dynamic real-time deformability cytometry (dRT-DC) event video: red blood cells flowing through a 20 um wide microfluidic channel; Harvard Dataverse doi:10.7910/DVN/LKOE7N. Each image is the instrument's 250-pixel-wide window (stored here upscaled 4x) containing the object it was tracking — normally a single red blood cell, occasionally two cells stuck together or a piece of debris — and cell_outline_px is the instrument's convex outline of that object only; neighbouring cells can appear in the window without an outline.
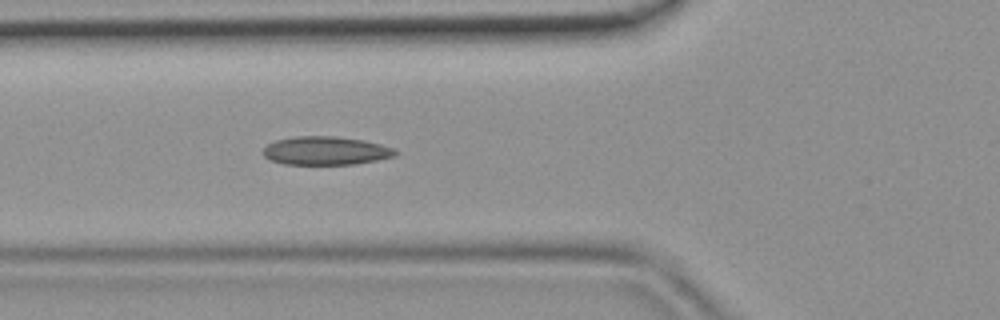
{"species": "common noctule bat (a hibernating species)", "species_latin": "Nyctalus noctula", "temperature_condition": "room temperature", "stored_images_in_passage": 33, "camera_frame_rate_fps": 3000, "um_per_image_px": 0.085, "animal": {"sex": "female", "body_mass_g": 19.9}, "frame": {"image": 1, "passage_image": 10, "time_ms": 3.0, "image_size_px": [1000, 320], "cell_outline_px": [[400, 152], [396, 156], [356, 164], [284, 164], [272, 160], [264, 156], [264, 148], [268, 144], [276, 140], [296, 136], [336, 136], [364, 140], [396, 148]], "centroid_in_image_um": [27.75, 12.8], "position_along_channel_um": 98.0, "area_um2": 21.96}}